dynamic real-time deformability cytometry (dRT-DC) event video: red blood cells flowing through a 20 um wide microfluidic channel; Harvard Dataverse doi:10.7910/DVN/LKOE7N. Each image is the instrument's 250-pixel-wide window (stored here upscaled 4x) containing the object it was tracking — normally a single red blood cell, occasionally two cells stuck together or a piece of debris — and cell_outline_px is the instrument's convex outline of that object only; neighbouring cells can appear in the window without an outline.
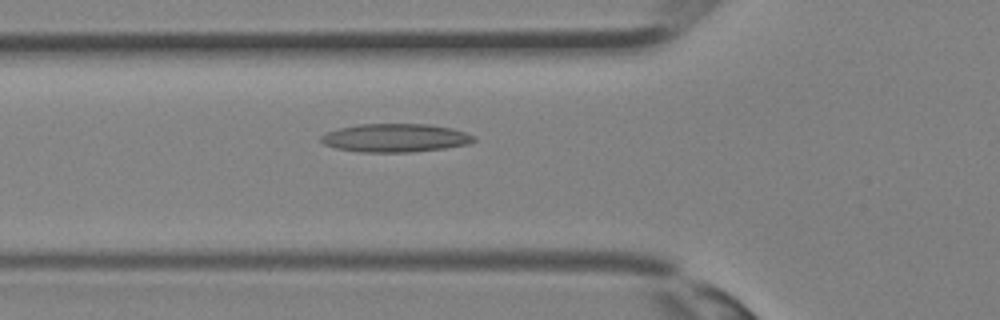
{"species": "Egyptian fruit bat (a non-hibernating species)", "species_latin": "Rousettus aegyptiacus", "temperature_condition": "room temperature", "stored_images_in_passage": 34, "camera_frame_rate_fps": 3000, "um_per_image_px": 0.085, "animal": {"sex": "female"}, "frame": {"image": 1, "passage_image": 12, "time_ms": 3.667, "image_size_px": [1000, 320], "cell_outline_px": [[476, 140], [468, 144], [444, 148], [408, 152], [360, 152], [336, 148], [324, 144], [320, 140], [320, 136], [328, 132], [340, 128], [360, 124], [428, 124], [452, 128], [476, 136]], "centroid_in_image_um": [33.61, 11.72], "position_along_channel_um": 92.2, "area_um2": 25.14}}
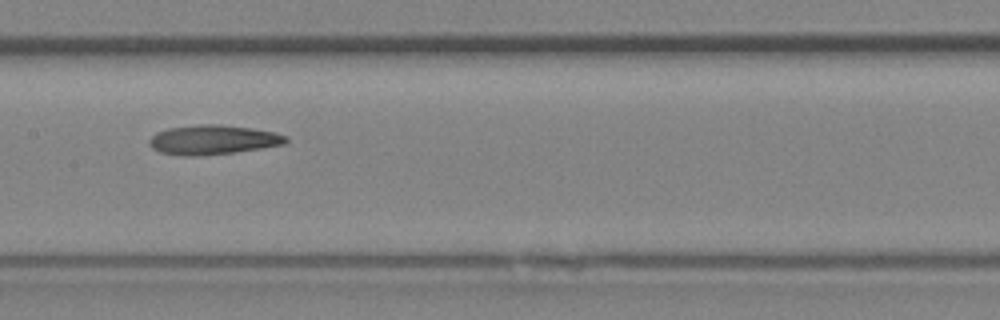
{"frame": {"image": 2, "passage_image": 17, "time_ms": 5.333, "image_size_px": [1000, 320], "cell_outline_px": [[288, 140], [284, 144], [236, 152], [196, 156], [184, 156], [160, 152], [152, 148], [148, 144], [148, 140], [156, 132], [168, 128], [196, 124], [220, 124], [252, 128], [276, 132], [288, 136]], "centroid_in_image_um": [18.09, 11.87], "position_along_channel_um": 189.3, "area_um2": 23.64}}
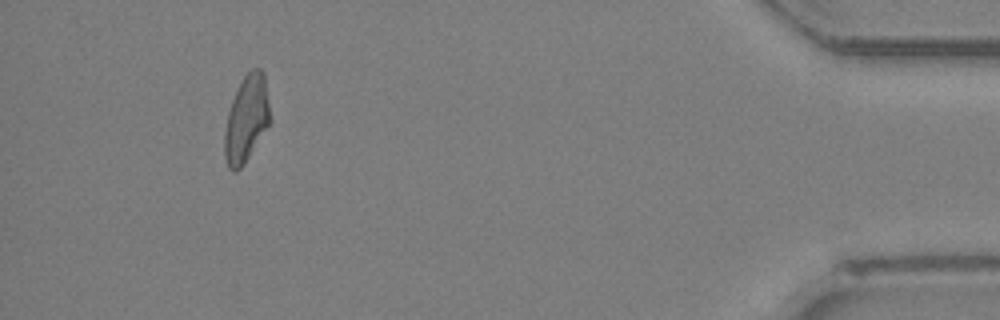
{"frame": {"image": 3, "passage_image": 32, "time_ms": 10.333, "image_size_px": [1000, 320], "cell_outline_px": [[272, 120], [244, 164], [236, 172], [232, 172], [228, 168], [224, 156], [224, 132], [228, 112], [232, 100], [244, 76], [252, 68], [260, 68], [264, 72]], "centroid_in_image_um": [20.96, 10.13], "position_along_channel_um": 414.2, "area_um2": 23.12}}